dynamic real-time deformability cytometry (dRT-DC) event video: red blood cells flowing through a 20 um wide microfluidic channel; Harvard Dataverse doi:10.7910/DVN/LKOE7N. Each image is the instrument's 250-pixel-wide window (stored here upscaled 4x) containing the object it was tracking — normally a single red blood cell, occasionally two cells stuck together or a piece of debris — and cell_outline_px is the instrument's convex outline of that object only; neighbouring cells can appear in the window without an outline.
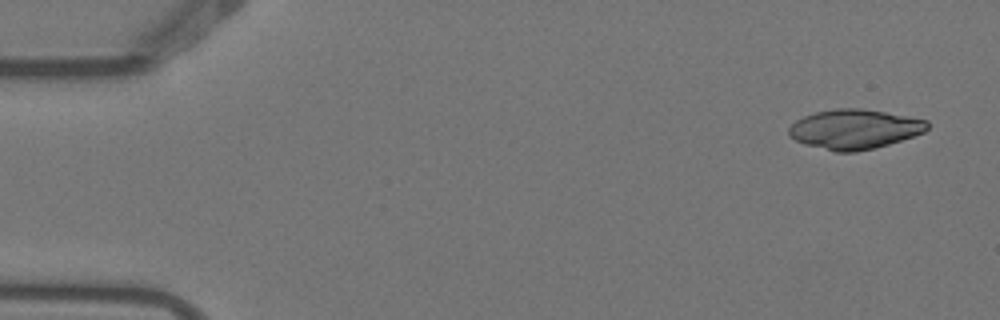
{"species": "Egyptian fruit bat (a non-hibernating species)", "species_latin": "Rousettus aegyptiacus", "temperature_condition": "warm", "stored_images_in_passage": 5, "camera_frame_rate_fps": 3000, "um_per_image_px": 0.085, "animal": {"sex": "female"}, "frame": {"image": 1, "passage_image": 1, "time_ms": 0.0, "image_size_px": [1000, 320], "cell_outline_px": [[928, 128], [924, 132], [888, 144], [856, 152], [836, 152], [804, 144], [788, 136], [788, 128], [796, 120], [804, 116], [816, 112], [836, 108], [860, 108], [908, 116], [928, 120]], "centroid_in_image_um": [72.6, 10.98], "position_along_channel_um": 12.4, "area_um2": 31.85}}